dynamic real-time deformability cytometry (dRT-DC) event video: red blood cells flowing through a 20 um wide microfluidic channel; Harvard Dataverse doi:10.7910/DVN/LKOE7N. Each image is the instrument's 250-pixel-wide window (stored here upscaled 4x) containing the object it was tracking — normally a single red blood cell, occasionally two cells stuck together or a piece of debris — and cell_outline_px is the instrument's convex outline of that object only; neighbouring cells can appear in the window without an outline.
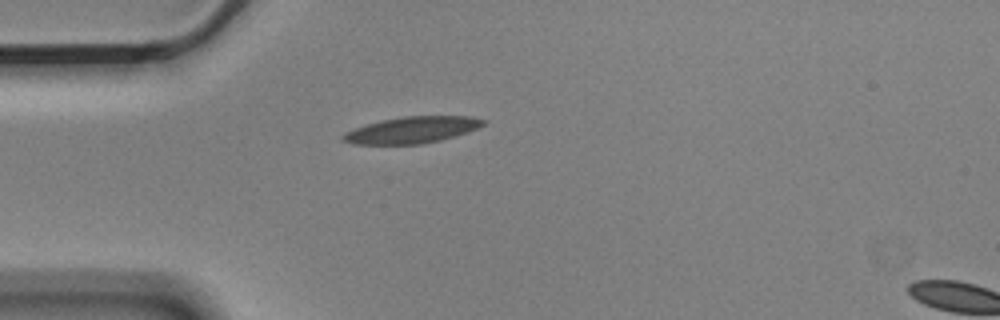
{"species": "Egyptian fruit bat (a non-hibernating species)", "species_latin": "Rousettus aegyptiacus", "temperature_condition": "cold", "stored_images_in_passage": 2, "segment_of_instrument_passage": [1, 2], "camera_frame_rate_fps": 3000, "um_per_image_px": 0.085, "animal": {"sex": "male"}, "frame": {"image": 1, "passage_image": 1, "time_ms": 0.0, "image_size_px": [1000, 320], "cell_outline_px": [[488, 120], [484, 124], [468, 132], [440, 140], [420, 144], [352, 144], [340, 140], [340, 136], [344, 132], [380, 120], [404, 116], [472, 116]], "centroid_in_image_um": [35.0, 11.04], "position_along_channel_um": 50.0, "area_um2": 21.68}}